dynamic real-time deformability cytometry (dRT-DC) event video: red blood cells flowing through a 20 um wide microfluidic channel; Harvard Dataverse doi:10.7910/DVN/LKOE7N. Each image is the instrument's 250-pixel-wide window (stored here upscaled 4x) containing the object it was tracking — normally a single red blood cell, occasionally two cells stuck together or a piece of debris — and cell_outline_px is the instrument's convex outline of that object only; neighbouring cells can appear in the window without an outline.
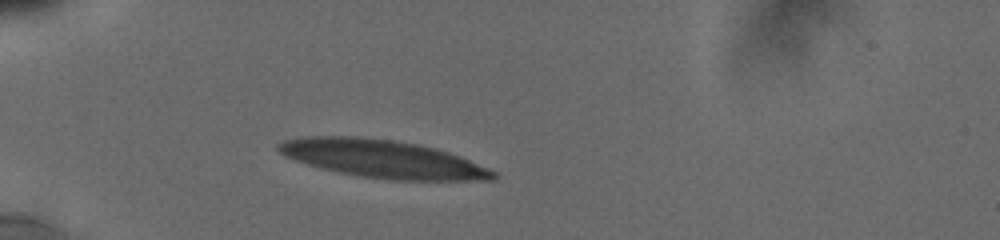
{"species": "human", "species_latin": "Homo sapiens", "temperature_condition": "cold", "stored_images_in_passage": 23, "camera_frame_rate_fps": 3000, "um_per_image_px": 0.085, "donor": {"sex": "male"}, "frame": {"image": 1, "passage_image": 1, "time_ms": 0.0, "image_size_px": [1000, 240], "cell_outline_px": [[496, 176], [492, 180], [396, 180], [364, 176], [340, 172], [308, 164], [296, 160], [280, 152], [276, 148], [276, 144], [284, 140], [304, 136], [360, 136], [392, 140], [416, 144], [436, 148], [460, 156], [488, 168], [496, 172]], "centroid_in_image_um": [32.53, 13.49], "position_along_channel_um": 52.5, "area_um2": 46.82}}
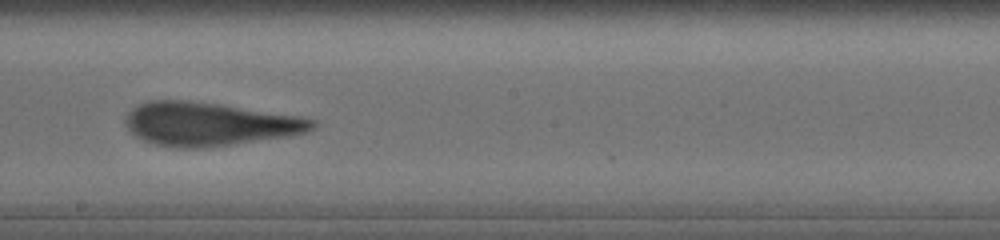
{"frame": {"image": 2, "passage_image": 14, "time_ms": 5.333, "image_size_px": [1000, 240], "cell_outline_px": [[316, 124], [308, 132], [292, 136], [232, 144], [200, 148], [180, 148], [156, 144], [132, 136], [124, 124], [124, 116], [132, 108], [148, 100], [188, 100], [300, 116], [316, 120]], "centroid_in_image_um": [17.74, 10.54], "position_along_channel_um": 230.5, "area_um2": 47.4}}
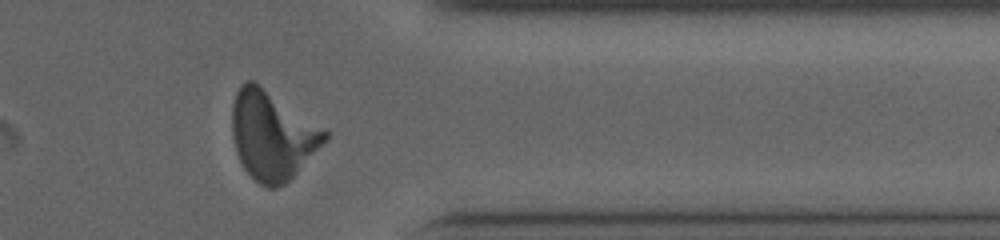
{"frame": {"image": 3, "passage_image": 21, "time_ms": 9.667, "image_size_px": [1000, 240], "cell_outline_px": [[328, 136], [296, 172], [284, 184], [276, 188], [268, 188], [260, 184], [244, 168], [236, 152], [232, 136], [232, 108], [236, 92], [240, 84], [248, 80], [252, 80], [328, 128]], "centroid_in_image_um": [23.13, 11.46], "position_along_channel_um": 388.3, "area_um2": 47.57}, "authors_computed_cell_mechanics": {"area_um2": 46.818, "velocity_mm_per_s": 3.8014, "shape_relaxation_time_tau1_ms": 11.3158, "shape_relaxation_time_tau2_ms": 1.3527, "deformation_change_tau1": 0.3498, "deformation_change_tau2": 0.112}}